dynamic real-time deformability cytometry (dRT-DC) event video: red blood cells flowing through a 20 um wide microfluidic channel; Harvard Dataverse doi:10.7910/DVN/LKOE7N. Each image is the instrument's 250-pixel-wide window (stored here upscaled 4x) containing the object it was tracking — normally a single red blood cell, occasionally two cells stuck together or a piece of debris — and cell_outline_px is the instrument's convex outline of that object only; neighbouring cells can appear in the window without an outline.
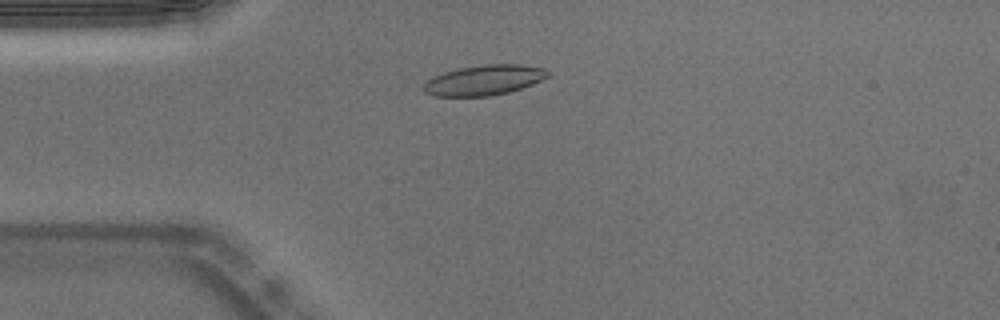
{"species": "Egyptian fruit bat (a non-hibernating species)", "species_latin": "Rousettus aegyptiacus", "temperature_condition": "warm", "stored_images_in_passage": 51, "camera_frame_rate_fps": 3000, "um_per_image_px": 0.085, "animal": {"sex": "male"}, "frame": {"image": 1, "passage_image": 11, "time_ms": 3.333, "image_size_px": [1000, 320], "cell_outline_px": [[548, 76], [532, 84], [508, 92], [488, 96], [432, 96], [424, 92], [420, 88], [432, 76], [444, 72], [460, 68], [484, 64], [520, 64], [544, 68], [548, 72]], "centroid_in_image_um": [41.09, 6.81], "position_along_channel_um": 43.9, "area_um2": 21.79}}
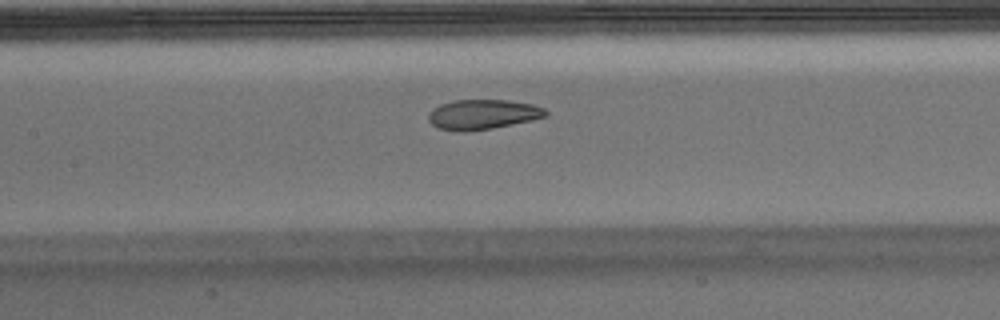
{"frame": {"image": 2, "passage_image": 22, "time_ms": 7.0, "image_size_px": [1000, 320], "cell_outline_px": [[548, 116], [532, 120], [492, 128], [464, 132], [456, 132], [436, 128], [428, 120], [428, 116], [432, 108], [440, 104], [456, 100], [508, 100], [532, 104], [544, 108], [548, 112]], "centroid_in_image_um": [41.01, 9.73], "position_along_channel_um": 166.4, "area_um2": 20.58}}
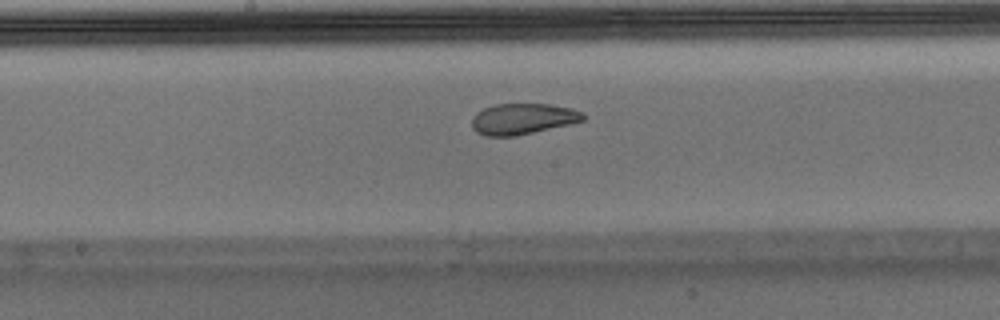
{"frame": {"image": 3, "passage_image": 25, "time_ms": 8.0, "image_size_px": [1000, 320], "cell_outline_px": [[588, 116], [584, 120], [568, 124], [532, 132], [512, 136], [484, 136], [476, 132], [472, 128], [472, 116], [476, 112], [484, 108], [496, 104], [548, 104], [572, 108], [584, 112]], "centroid_in_image_um": [44.43, 10.09], "position_along_channel_um": 203.8, "area_um2": 20.06}, "authors_computed_cell_mechanics": {"area_um2": 21.5594, "velocity_mm_per_s": 3.7519, "shape_relaxation_time_tau1_ms": null, "shape_relaxation_time_tau2_ms": 1.2613, "deformation_change_tau1": null, "deformation_change_tau2": 0.0621}}